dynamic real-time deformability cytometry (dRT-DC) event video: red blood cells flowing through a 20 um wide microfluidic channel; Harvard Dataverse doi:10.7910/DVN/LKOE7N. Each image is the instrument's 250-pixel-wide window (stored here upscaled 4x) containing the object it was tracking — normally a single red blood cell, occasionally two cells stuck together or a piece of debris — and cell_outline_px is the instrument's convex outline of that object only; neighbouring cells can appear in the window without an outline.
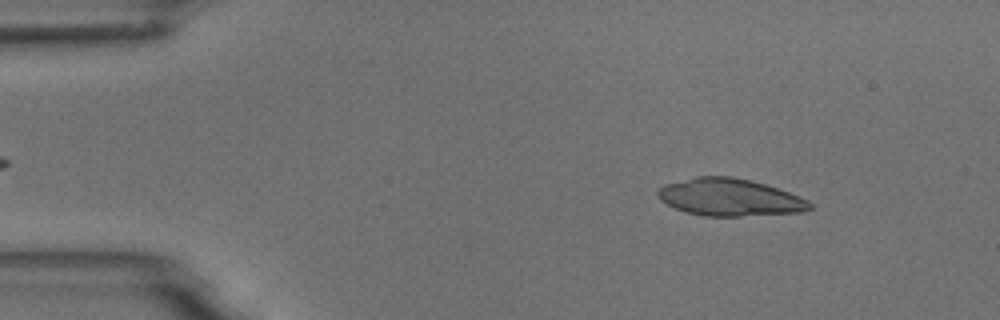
{"species": "common noctule bat (a hibernating species)", "species_latin": "Nyctalus noctula", "temperature_condition": "room temperature", "stored_images_in_passage": 6, "camera_frame_rate_fps": 3000, "um_per_image_px": 0.085, "animal": {"sex": "male", "body_mass_g": 18.8}, "frame": {"image": 1, "passage_image": 1, "time_ms": 0.0, "image_size_px": [1000, 320], "cell_outline_px": [[812, 208], [804, 212], [740, 216], [704, 216], [688, 212], [676, 208], [660, 200], [656, 192], [664, 184], [696, 176], [732, 176], [764, 184], [788, 192], [808, 200], [812, 204]], "centroid_in_image_um": [62.02, 16.77], "position_along_channel_um": 23.0, "area_um2": 32.83}}